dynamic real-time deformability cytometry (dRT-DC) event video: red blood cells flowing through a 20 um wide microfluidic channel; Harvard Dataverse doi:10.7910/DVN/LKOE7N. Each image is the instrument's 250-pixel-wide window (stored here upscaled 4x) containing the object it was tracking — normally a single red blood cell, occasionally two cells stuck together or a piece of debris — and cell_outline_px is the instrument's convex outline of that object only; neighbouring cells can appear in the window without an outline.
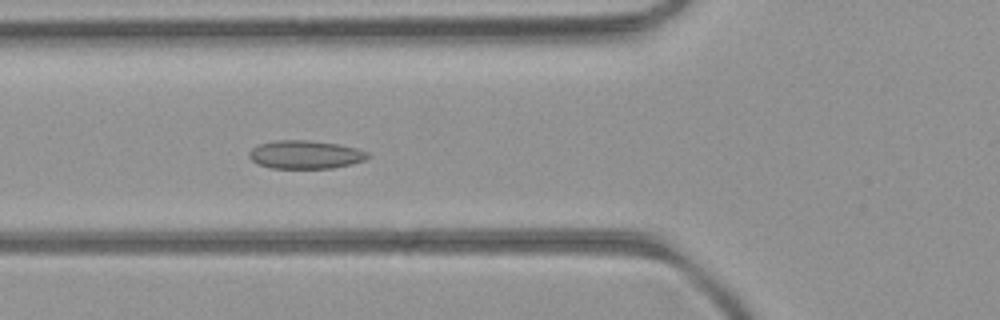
{"species": "common noctule bat (a hibernating species)", "species_latin": "Nyctalus noctula", "temperature_condition": "room temperature", "stored_images_in_passage": 38, "camera_frame_rate_fps": 3000, "um_per_image_px": 0.085, "animal": {"sex": "female", "body_mass_g": 21.9}, "frame": {"image": 1, "passage_image": 5, "time_ms": 1.333, "image_size_px": [1000, 320], "cell_outline_px": [[372, 156], [364, 160], [352, 164], [332, 168], [272, 168], [260, 164], [252, 160], [248, 156], [248, 152], [252, 148], [260, 144], [276, 140], [308, 140], [336, 144], [356, 148], [368, 152]], "centroid_in_image_um": [25.97, 13.14], "position_along_channel_um": 99.8, "area_um2": 19.48}}
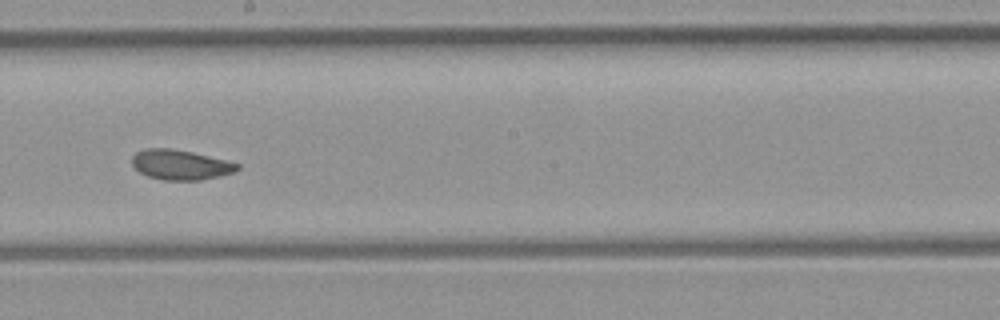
{"frame": {"image": 2, "passage_image": 15, "time_ms": 4.667, "image_size_px": [1000, 320], "cell_outline_px": [[240, 168], [236, 172], [220, 176], [200, 180], [164, 180], [148, 176], [140, 172], [132, 164], [132, 156], [136, 152], [148, 148], [168, 148], [192, 152], [240, 164]], "centroid_in_image_um": [15.35, 14.01], "position_along_channel_um": 232.8, "area_um2": 18.26}}
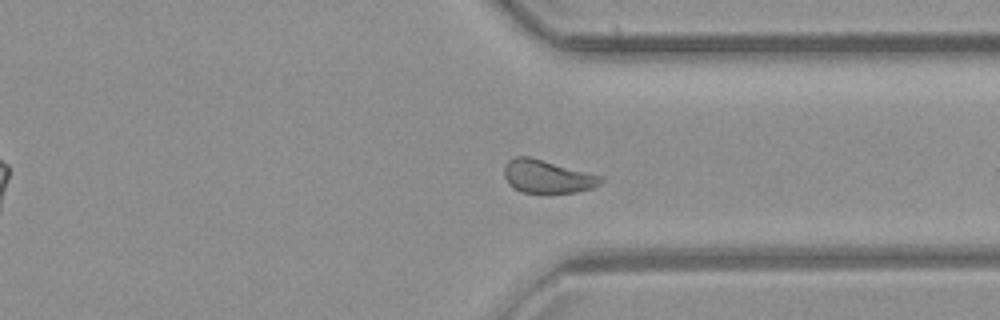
{"frame": {"image": 3, "passage_image": 25, "time_ms": 8.0, "image_size_px": [1000, 320], "cell_outline_px": [[604, 180], [600, 184], [592, 188], [576, 192], [520, 192], [512, 188], [508, 184], [504, 176], [504, 168], [508, 160], [516, 156], [528, 156], [604, 176]], "centroid_in_image_um": [46.51, 15.0], "position_along_channel_um": 364.9, "area_um2": 18.67}, "authors_computed_cell_mechanics": {"area_um2": 18.8139, "velocity_mm_per_s": 3.9763, "shape_relaxation_time_tau1_ms": null, "shape_relaxation_time_tau2_ms": 2.1204, "deformation_change_tau1": null, "deformation_change_tau2": 0.0514}}